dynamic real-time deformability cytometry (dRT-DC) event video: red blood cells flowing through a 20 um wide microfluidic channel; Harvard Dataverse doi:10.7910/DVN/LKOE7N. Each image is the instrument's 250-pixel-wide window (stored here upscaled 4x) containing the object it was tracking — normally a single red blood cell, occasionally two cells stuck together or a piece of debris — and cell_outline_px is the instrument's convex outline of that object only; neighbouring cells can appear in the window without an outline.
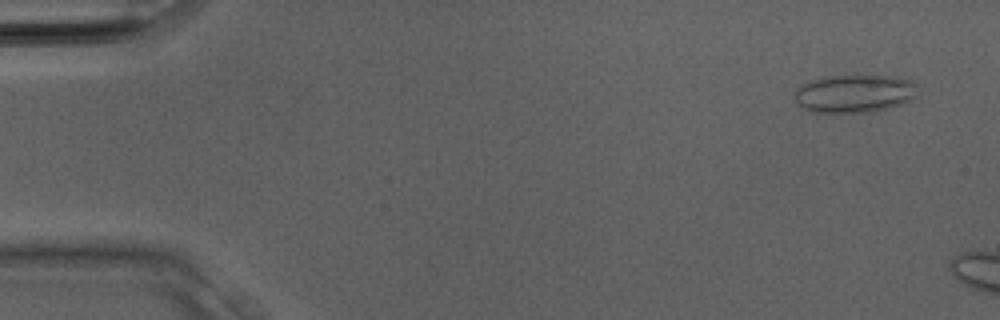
{"species": "Egyptian fruit bat (a non-hibernating species)", "species_latin": "Rousettus aegyptiacus", "temperature_condition": "room temperature", "stored_images_in_passage": 5, "camera_frame_rate_fps": 3000, "um_per_image_px": 0.085, "animal": {"sex": "male"}, "frame": {"image": 1, "passage_image": 2, "time_ms": 0.333, "image_size_px": [1000, 320], "cell_outline_px": [[920, 84], [916, 96], [912, 100], [892, 108], [868, 112], [812, 112], [800, 108], [796, 104], [792, 96], [796, 88], [800, 84], [808, 80], [824, 76], [892, 76], [912, 80]], "centroid_in_image_um": [72.61, 7.95], "position_along_channel_um": 12.4, "area_um2": 28.09}}